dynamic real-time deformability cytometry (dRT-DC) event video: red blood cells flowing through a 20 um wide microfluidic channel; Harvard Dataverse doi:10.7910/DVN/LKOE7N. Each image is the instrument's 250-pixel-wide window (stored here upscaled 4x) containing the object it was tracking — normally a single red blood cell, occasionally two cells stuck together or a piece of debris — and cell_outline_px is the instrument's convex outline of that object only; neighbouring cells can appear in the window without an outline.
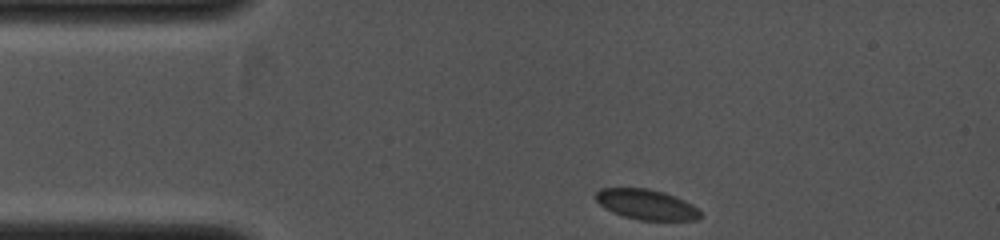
{"species": "common noctule bat (a hibernating species)", "species_latin": "Nyctalus noctula", "temperature_condition": "cold", "stored_images_in_passage": 35, "camera_frame_rate_fps": 4000, "um_per_image_px": 0.085, "animal": {"sex": "female", "body_mass_g": 19.0, "forearm_length_mm": 53.3}, "frame": {"image": 1, "passage_image": 1, "time_ms": 0.0, "image_size_px": [1000, 240], "cell_outline_px": [[704, 216], [696, 220], [640, 220], [624, 216], [612, 212], [604, 208], [596, 200], [596, 192], [600, 188], [648, 188], [664, 192], [676, 196], [692, 204]], "centroid_in_image_um": [54.96, 17.38], "position_along_channel_um": 30.0, "area_um2": 18.5}}
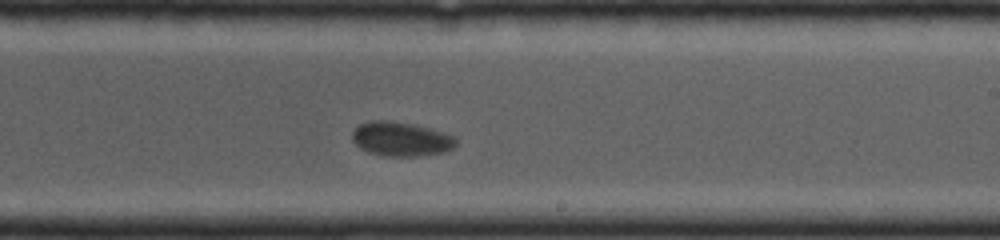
{"frame": {"image": 2, "passage_image": 20, "time_ms": 4.75, "image_size_px": [1000, 240], "cell_outline_px": [[456, 144], [452, 148], [444, 152], [416, 156], [380, 156], [360, 148], [352, 140], [352, 132], [360, 124], [372, 120], [392, 120], [416, 124], [432, 128], [444, 132], [452, 136], [456, 140]], "centroid_in_image_um": [34.07, 11.8], "position_along_channel_um": 254.9, "area_um2": 20.87}}
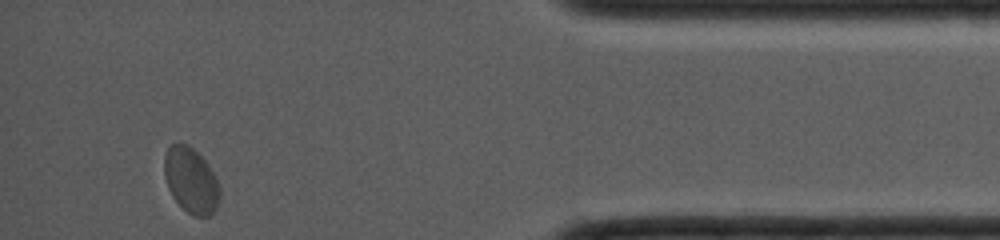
{"frame": {"image": 3, "passage_image": 34, "time_ms": 8.25, "image_size_px": [1000, 240], "cell_outline_px": [[220, 196], [216, 208], [208, 216], [192, 216], [172, 196], [168, 188], [164, 176], [164, 156], [168, 148], [172, 144], [188, 144], [208, 164], [220, 188]], "centroid_in_image_um": [16.22, 15.33], "position_along_channel_um": 419.0, "area_um2": 20.87}}